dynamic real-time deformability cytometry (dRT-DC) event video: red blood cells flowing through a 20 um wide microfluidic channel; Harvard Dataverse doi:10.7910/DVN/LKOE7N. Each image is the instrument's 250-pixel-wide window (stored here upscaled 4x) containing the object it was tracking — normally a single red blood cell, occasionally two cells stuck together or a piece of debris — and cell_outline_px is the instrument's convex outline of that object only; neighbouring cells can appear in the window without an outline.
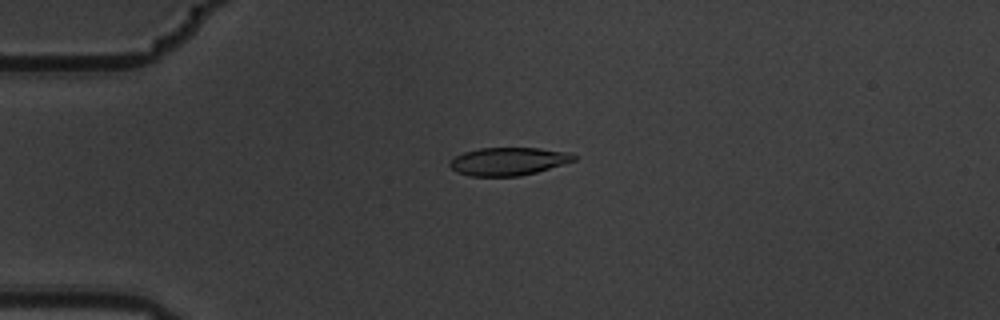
{"species": "common noctule bat (a hibernating species)", "species_latin": "Nyctalus noctula", "temperature_condition": "warm", "stored_images_in_passage": 6, "camera_frame_rate_fps": 3000, "um_per_image_px": 0.085, "animal": {"sex": "male", "body_mass_g": 19.5, "forearm_length_mm": 54.6}, "frame": {"image": 1, "passage_image": 5, "time_ms": 1.333, "image_size_px": [1000, 320], "cell_outline_px": [[576, 160], [536, 172], [520, 176], [468, 176], [456, 172], [448, 164], [456, 156], [464, 152], [480, 148], [540, 148], [572, 152], [576, 156]], "centroid_in_image_um": [43.23, 13.71], "position_along_channel_um": 41.8, "area_um2": 20.23}}